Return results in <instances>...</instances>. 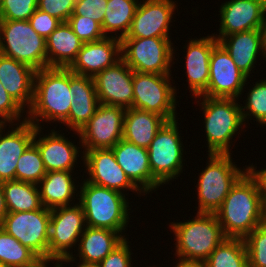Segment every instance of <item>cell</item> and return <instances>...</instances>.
<instances>
[{
	"label": "cell",
	"instance_id": "6da1fadb",
	"mask_svg": "<svg viewBox=\"0 0 266 267\" xmlns=\"http://www.w3.org/2000/svg\"><path fill=\"white\" fill-rule=\"evenodd\" d=\"M215 214L225 236L231 238L244 239L266 219V203L249 170L232 186Z\"/></svg>",
	"mask_w": 266,
	"mask_h": 267
},
{
	"label": "cell",
	"instance_id": "7a4b0ae2",
	"mask_svg": "<svg viewBox=\"0 0 266 267\" xmlns=\"http://www.w3.org/2000/svg\"><path fill=\"white\" fill-rule=\"evenodd\" d=\"M70 92L69 68H45L36 71L33 100L26 112V120L35 127L45 126L43 124L46 123L52 126L51 123L54 122L62 124L69 117L74 99Z\"/></svg>",
	"mask_w": 266,
	"mask_h": 267
},
{
	"label": "cell",
	"instance_id": "3957f363",
	"mask_svg": "<svg viewBox=\"0 0 266 267\" xmlns=\"http://www.w3.org/2000/svg\"><path fill=\"white\" fill-rule=\"evenodd\" d=\"M80 183L78 181L79 203L85 214L86 226L110 229L127 238L125 229L131 220L130 213L134 211L129 206L132 203L128 200L130 198L116 190L87 182L84 177Z\"/></svg>",
	"mask_w": 266,
	"mask_h": 267
},
{
	"label": "cell",
	"instance_id": "277c9868",
	"mask_svg": "<svg viewBox=\"0 0 266 267\" xmlns=\"http://www.w3.org/2000/svg\"><path fill=\"white\" fill-rule=\"evenodd\" d=\"M199 99V101L197 100ZM200 110L203 111L206 145L208 153L231 154L232 140L240 138V131L245 127L240 100L234 98L195 97ZM244 126V127H243ZM241 129V130H240ZM238 134V137H237ZM236 136V137H235ZM235 137V138H234Z\"/></svg>",
	"mask_w": 266,
	"mask_h": 267
},
{
	"label": "cell",
	"instance_id": "5b68a950",
	"mask_svg": "<svg viewBox=\"0 0 266 267\" xmlns=\"http://www.w3.org/2000/svg\"><path fill=\"white\" fill-rule=\"evenodd\" d=\"M195 214L191 220L170 222L168 228L175 235V258L204 263L227 237L215 213Z\"/></svg>",
	"mask_w": 266,
	"mask_h": 267
},
{
	"label": "cell",
	"instance_id": "8992f818",
	"mask_svg": "<svg viewBox=\"0 0 266 267\" xmlns=\"http://www.w3.org/2000/svg\"><path fill=\"white\" fill-rule=\"evenodd\" d=\"M206 166L199 173L196 184L197 212L215 213L222 205L232 186L248 170L238 166L231 154L207 153ZM238 166V167H237Z\"/></svg>",
	"mask_w": 266,
	"mask_h": 267
},
{
	"label": "cell",
	"instance_id": "52a82bcc",
	"mask_svg": "<svg viewBox=\"0 0 266 267\" xmlns=\"http://www.w3.org/2000/svg\"><path fill=\"white\" fill-rule=\"evenodd\" d=\"M0 53L36 71L47 68L46 39L28 20H0Z\"/></svg>",
	"mask_w": 266,
	"mask_h": 267
},
{
	"label": "cell",
	"instance_id": "ba28073f",
	"mask_svg": "<svg viewBox=\"0 0 266 267\" xmlns=\"http://www.w3.org/2000/svg\"><path fill=\"white\" fill-rule=\"evenodd\" d=\"M171 75L133 71L132 108L157 113L167 121L177 119V100L182 96H177L179 88L177 89Z\"/></svg>",
	"mask_w": 266,
	"mask_h": 267
},
{
	"label": "cell",
	"instance_id": "9c48e42d",
	"mask_svg": "<svg viewBox=\"0 0 266 267\" xmlns=\"http://www.w3.org/2000/svg\"><path fill=\"white\" fill-rule=\"evenodd\" d=\"M174 48L170 37L122 38L121 58L135 72L172 74Z\"/></svg>",
	"mask_w": 266,
	"mask_h": 267
},
{
	"label": "cell",
	"instance_id": "30bf717a",
	"mask_svg": "<svg viewBox=\"0 0 266 267\" xmlns=\"http://www.w3.org/2000/svg\"><path fill=\"white\" fill-rule=\"evenodd\" d=\"M178 119L167 121L149 145V164L153 176L164 186L179 179L185 170V146ZM184 162V163H183Z\"/></svg>",
	"mask_w": 266,
	"mask_h": 267
},
{
	"label": "cell",
	"instance_id": "8fae6325",
	"mask_svg": "<svg viewBox=\"0 0 266 267\" xmlns=\"http://www.w3.org/2000/svg\"><path fill=\"white\" fill-rule=\"evenodd\" d=\"M86 227L85 214L79 202L51 209L48 258L61 260L76 253Z\"/></svg>",
	"mask_w": 266,
	"mask_h": 267
},
{
	"label": "cell",
	"instance_id": "7c38bea8",
	"mask_svg": "<svg viewBox=\"0 0 266 267\" xmlns=\"http://www.w3.org/2000/svg\"><path fill=\"white\" fill-rule=\"evenodd\" d=\"M51 209L8 212L0 227L22 245L28 247L39 258H48V242Z\"/></svg>",
	"mask_w": 266,
	"mask_h": 267
},
{
	"label": "cell",
	"instance_id": "4fadbf2b",
	"mask_svg": "<svg viewBox=\"0 0 266 267\" xmlns=\"http://www.w3.org/2000/svg\"><path fill=\"white\" fill-rule=\"evenodd\" d=\"M125 111L121 106L100 104L83 128L73 133L80 138L83 152L115 146L123 137Z\"/></svg>",
	"mask_w": 266,
	"mask_h": 267
},
{
	"label": "cell",
	"instance_id": "5bb4252c",
	"mask_svg": "<svg viewBox=\"0 0 266 267\" xmlns=\"http://www.w3.org/2000/svg\"><path fill=\"white\" fill-rule=\"evenodd\" d=\"M84 180L92 184L113 189L124 195L135 194L138 198L145 195L130 181L122 168L118 165L111 148L93 149L83 152ZM88 175V176H87ZM128 191V193L126 192Z\"/></svg>",
	"mask_w": 266,
	"mask_h": 267
},
{
	"label": "cell",
	"instance_id": "9a60e30c",
	"mask_svg": "<svg viewBox=\"0 0 266 267\" xmlns=\"http://www.w3.org/2000/svg\"><path fill=\"white\" fill-rule=\"evenodd\" d=\"M207 90L201 96L242 99L249 80L233 62L229 53L218 42L211 52ZM240 98V99H239Z\"/></svg>",
	"mask_w": 266,
	"mask_h": 267
},
{
	"label": "cell",
	"instance_id": "2e32d148",
	"mask_svg": "<svg viewBox=\"0 0 266 267\" xmlns=\"http://www.w3.org/2000/svg\"><path fill=\"white\" fill-rule=\"evenodd\" d=\"M51 131L43 133L44 127H35L33 143L38 147L47 172L51 171H71L74 172L77 168L78 158L83 161V151L80 142L75 144L62 133V130L56 131V126ZM42 133V135H41ZM64 134V135H63ZM81 148V149H80ZM81 150V151H80ZM80 153V154H79ZM77 165V166H76Z\"/></svg>",
	"mask_w": 266,
	"mask_h": 267
},
{
	"label": "cell",
	"instance_id": "e0dca14e",
	"mask_svg": "<svg viewBox=\"0 0 266 267\" xmlns=\"http://www.w3.org/2000/svg\"><path fill=\"white\" fill-rule=\"evenodd\" d=\"M177 4L173 0H140L130 30L124 38L171 37L170 27L176 21L173 18L175 12L178 13Z\"/></svg>",
	"mask_w": 266,
	"mask_h": 267
},
{
	"label": "cell",
	"instance_id": "ac0fdd59",
	"mask_svg": "<svg viewBox=\"0 0 266 267\" xmlns=\"http://www.w3.org/2000/svg\"><path fill=\"white\" fill-rule=\"evenodd\" d=\"M93 79L100 104L132 108L133 70L122 58Z\"/></svg>",
	"mask_w": 266,
	"mask_h": 267
},
{
	"label": "cell",
	"instance_id": "d6986e66",
	"mask_svg": "<svg viewBox=\"0 0 266 267\" xmlns=\"http://www.w3.org/2000/svg\"><path fill=\"white\" fill-rule=\"evenodd\" d=\"M112 151L130 181L146 196L163 187L150 170L148 149L121 139Z\"/></svg>",
	"mask_w": 266,
	"mask_h": 267
},
{
	"label": "cell",
	"instance_id": "ffe728a7",
	"mask_svg": "<svg viewBox=\"0 0 266 267\" xmlns=\"http://www.w3.org/2000/svg\"><path fill=\"white\" fill-rule=\"evenodd\" d=\"M219 10V34L212 33L217 40L234 33L259 29L266 10V0H227L220 5Z\"/></svg>",
	"mask_w": 266,
	"mask_h": 267
},
{
	"label": "cell",
	"instance_id": "44dd1931",
	"mask_svg": "<svg viewBox=\"0 0 266 267\" xmlns=\"http://www.w3.org/2000/svg\"><path fill=\"white\" fill-rule=\"evenodd\" d=\"M34 134L35 126L27 120L16 124H3L0 127L1 182L16 180V167L19 158L33 143Z\"/></svg>",
	"mask_w": 266,
	"mask_h": 267
},
{
	"label": "cell",
	"instance_id": "7402d4cb",
	"mask_svg": "<svg viewBox=\"0 0 266 267\" xmlns=\"http://www.w3.org/2000/svg\"><path fill=\"white\" fill-rule=\"evenodd\" d=\"M196 38V39H195ZM191 38L187 41L183 49L185 50V65L186 70L185 81L188 82V90L191 91V97L201 96L208 87L210 74V57L213 47L218 43V40L211 34L207 36Z\"/></svg>",
	"mask_w": 266,
	"mask_h": 267
},
{
	"label": "cell",
	"instance_id": "603a6c76",
	"mask_svg": "<svg viewBox=\"0 0 266 267\" xmlns=\"http://www.w3.org/2000/svg\"><path fill=\"white\" fill-rule=\"evenodd\" d=\"M121 59V40L104 37L98 41L83 43L69 69L77 75L95 77L99 72Z\"/></svg>",
	"mask_w": 266,
	"mask_h": 267
},
{
	"label": "cell",
	"instance_id": "cb8c5ba5",
	"mask_svg": "<svg viewBox=\"0 0 266 267\" xmlns=\"http://www.w3.org/2000/svg\"><path fill=\"white\" fill-rule=\"evenodd\" d=\"M71 102L69 117L62 123L70 131L79 132L91 119L100 105L94 79L74 74L70 70Z\"/></svg>",
	"mask_w": 266,
	"mask_h": 267
},
{
	"label": "cell",
	"instance_id": "d4e9b609",
	"mask_svg": "<svg viewBox=\"0 0 266 267\" xmlns=\"http://www.w3.org/2000/svg\"><path fill=\"white\" fill-rule=\"evenodd\" d=\"M35 73L29 65L0 53V82L26 112L33 100Z\"/></svg>",
	"mask_w": 266,
	"mask_h": 267
},
{
	"label": "cell",
	"instance_id": "484cf974",
	"mask_svg": "<svg viewBox=\"0 0 266 267\" xmlns=\"http://www.w3.org/2000/svg\"><path fill=\"white\" fill-rule=\"evenodd\" d=\"M218 42L231 56L238 69L249 79L257 60L266 58L262 52L259 29L242 31L220 38ZM253 71V72H252Z\"/></svg>",
	"mask_w": 266,
	"mask_h": 267
},
{
	"label": "cell",
	"instance_id": "4316f807",
	"mask_svg": "<svg viewBox=\"0 0 266 267\" xmlns=\"http://www.w3.org/2000/svg\"><path fill=\"white\" fill-rule=\"evenodd\" d=\"M77 173L71 171L47 172L38 183L42 205L45 208L53 209L79 202L80 185L77 184L79 176H74Z\"/></svg>",
	"mask_w": 266,
	"mask_h": 267
},
{
	"label": "cell",
	"instance_id": "83f0119b",
	"mask_svg": "<svg viewBox=\"0 0 266 267\" xmlns=\"http://www.w3.org/2000/svg\"><path fill=\"white\" fill-rule=\"evenodd\" d=\"M124 239L119 232L87 226L79 239L77 254L70 258L83 264L98 265Z\"/></svg>",
	"mask_w": 266,
	"mask_h": 267
},
{
	"label": "cell",
	"instance_id": "f1b7e54d",
	"mask_svg": "<svg viewBox=\"0 0 266 267\" xmlns=\"http://www.w3.org/2000/svg\"><path fill=\"white\" fill-rule=\"evenodd\" d=\"M82 45L68 22H61L46 39L47 68H69Z\"/></svg>",
	"mask_w": 266,
	"mask_h": 267
},
{
	"label": "cell",
	"instance_id": "f546056e",
	"mask_svg": "<svg viewBox=\"0 0 266 267\" xmlns=\"http://www.w3.org/2000/svg\"><path fill=\"white\" fill-rule=\"evenodd\" d=\"M166 122L167 120L157 113L126 108L122 138L137 146L148 148Z\"/></svg>",
	"mask_w": 266,
	"mask_h": 267
},
{
	"label": "cell",
	"instance_id": "4dcf8cb0",
	"mask_svg": "<svg viewBox=\"0 0 266 267\" xmlns=\"http://www.w3.org/2000/svg\"><path fill=\"white\" fill-rule=\"evenodd\" d=\"M139 1L107 0L104 20L101 26L103 34L106 37H115L120 40L124 38L130 30Z\"/></svg>",
	"mask_w": 266,
	"mask_h": 267
},
{
	"label": "cell",
	"instance_id": "1f68e13d",
	"mask_svg": "<svg viewBox=\"0 0 266 267\" xmlns=\"http://www.w3.org/2000/svg\"><path fill=\"white\" fill-rule=\"evenodd\" d=\"M8 212L35 211L43 207L38 185L19 180L3 182Z\"/></svg>",
	"mask_w": 266,
	"mask_h": 267
},
{
	"label": "cell",
	"instance_id": "d6a6232c",
	"mask_svg": "<svg viewBox=\"0 0 266 267\" xmlns=\"http://www.w3.org/2000/svg\"><path fill=\"white\" fill-rule=\"evenodd\" d=\"M204 267H248L244 239L225 238L209 255Z\"/></svg>",
	"mask_w": 266,
	"mask_h": 267
},
{
	"label": "cell",
	"instance_id": "836d02e7",
	"mask_svg": "<svg viewBox=\"0 0 266 267\" xmlns=\"http://www.w3.org/2000/svg\"><path fill=\"white\" fill-rule=\"evenodd\" d=\"M39 257L0 227V262L9 267L32 264Z\"/></svg>",
	"mask_w": 266,
	"mask_h": 267
},
{
	"label": "cell",
	"instance_id": "e575fe53",
	"mask_svg": "<svg viewBox=\"0 0 266 267\" xmlns=\"http://www.w3.org/2000/svg\"><path fill=\"white\" fill-rule=\"evenodd\" d=\"M254 83L252 82L253 85L249 88L248 93H245L247 94L245 98L246 96L247 98L242 101L244 105L240 104L245 128L248 127L246 124L250 126L248 119L251 123L253 119V122L256 121L257 124H260L266 118V79H260Z\"/></svg>",
	"mask_w": 266,
	"mask_h": 267
},
{
	"label": "cell",
	"instance_id": "d590c367",
	"mask_svg": "<svg viewBox=\"0 0 266 267\" xmlns=\"http://www.w3.org/2000/svg\"><path fill=\"white\" fill-rule=\"evenodd\" d=\"M47 173L38 147L32 143L19 158L16 180L38 185Z\"/></svg>",
	"mask_w": 266,
	"mask_h": 267
},
{
	"label": "cell",
	"instance_id": "8d00e7d4",
	"mask_svg": "<svg viewBox=\"0 0 266 267\" xmlns=\"http://www.w3.org/2000/svg\"><path fill=\"white\" fill-rule=\"evenodd\" d=\"M248 267H266V219L244 238Z\"/></svg>",
	"mask_w": 266,
	"mask_h": 267
},
{
	"label": "cell",
	"instance_id": "74e56055",
	"mask_svg": "<svg viewBox=\"0 0 266 267\" xmlns=\"http://www.w3.org/2000/svg\"><path fill=\"white\" fill-rule=\"evenodd\" d=\"M67 22L83 43L98 41L105 37L101 25L91 18L71 15Z\"/></svg>",
	"mask_w": 266,
	"mask_h": 267
},
{
	"label": "cell",
	"instance_id": "f35d334b",
	"mask_svg": "<svg viewBox=\"0 0 266 267\" xmlns=\"http://www.w3.org/2000/svg\"><path fill=\"white\" fill-rule=\"evenodd\" d=\"M37 9V0H2L0 20H29Z\"/></svg>",
	"mask_w": 266,
	"mask_h": 267
},
{
	"label": "cell",
	"instance_id": "ab89813d",
	"mask_svg": "<svg viewBox=\"0 0 266 267\" xmlns=\"http://www.w3.org/2000/svg\"><path fill=\"white\" fill-rule=\"evenodd\" d=\"M24 110L5 90L0 82V122L15 124L26 121ZM25 115V116H24ZM17 121V122H16Z\"/></svg>",
	"mask_w": 266,
	"mask_h": 267
},
{
	"label": "cell",
	"instance_id": "60d3db41",
	"mask_svg": "<svg viewBox=\"0 0 266 267\" xmlns=\"http://www.w3.org/2000/svg\"><path fill=\"white\" fill-rule=\"evenodd\" d=\"M129 238H125L99 264V267H136L132 262ZM132 263V264H131Z\"/></svg>",
	"mask_w": 266,
	"mask_h": 267
},
{
	"label": "cell",
	"instance_id": "b9f144b4",
	"mask_svg": "<svg viewBox=\"0 0 266 267\" xmlns=\"http://www.w3.org/2000/svg\"><path fill=\"white\" fill-rule=\"evenodd\" d=\"M76 0H37V9L48 13L61 22H67L72 15Z\"/></svg>",
	"mask_w": 266,
	"mask_h": 267
},
{
	"label": "cell",
	"instance_id": "7bdbcfd3",
	"mask_svg": "<svg viewBox=\"0 0 266 267\" xmlns=\"http://www.w3.org/2000/svg\"><path fill=\"white\" fill-rule=\"evenodd\" d=\"M106 6L107 0H76L72 15L91 18L102 26Z\"/></svg>",
	"mask_w": 266,
	"mask_h": 267
},
{
	"label": "cell",
	"instance_id": "ee69618b",
	"mask_svg": "<svg viewBox=\"0 0 266 267\" xmlns=\"http://www.w3.org/2000/svg\"><path fill=\"white\" fill-rule=\"evenodd\" d=\"M32 28L44 39L61 24V21L55 17H52L48 13H45L39 9L31 15L28 20Z\"/></svg>",
	"mask_w": 266,
	"mask_h": 267
},
{
	"label": "cell",
	"instance_id": "f6af8a7d",
	"mask_svg": "<svg viewBox=\"0 0 266 267\" xmlns=\"http://www.w3.org/2000/svg\"><path fill=\"white\" fill-rule=\"evenodd\" d=\"M264 167L265 168H261L260 170L259 169L257 170L256 164L253 165V163L252 164L249 163L248 170L256 178L263 200L266 203V166Z\"/></svg>",
	"mask_w": 266,
	"mask_h": 267
},
{
	"label": "cell",
	"instance_id": "bcb514c9",
	"mask_svg": "<svg viewBox=\"0 0 266 267\" xmlns=\"http://www.w3.org/2000/svg\"><path fill=\"white\" fill-rule=\"evenodd\" d=\"M23 267H59V260L53 258H38L32 264Z\"/></svg>",
	"mask_w": 266,
	"mask_h": 267
},
{
	"label": "cell",
	"instance_id": "7dc6e473",
	"mask_svg": "<svg viewBox=\"0 0 266 267\" xmlns=\"http://www.w3.org/2000/svg\"><path fill=\"white\" fill-rule=\"evenodd\" d=\"M259 34H260L262 52L266 58V10L263 15L262 22L259 26Z\"/></svg>",
	"mask_w": 266,
	"mask_h": 267
},
{
	"label": "cell",
	"instance_id": "c3c4849f",
	"mask_svg": "<svg viewBox=\"0 0 266 267\" xmlns=\"http://www.w3.org/2000/svg\"><path fill=\"white\" fill-rule=\"evenodd\" d=\"M7 213L8 210L4 196L3 182L0 181V222L4 219Z\"/></svg>",
	"mask_w": 266,
	"mask_h": 267
},
{
	"label": "cell",
	"instance_id": "681fc988",
	"mask_svg": "<svg viewBox=\"0 0 266 267\" xmlns=\"http://www.w3.org/2000/svg\"><path fill=\"white\" fill-rule=\"evenodd\" d=\"M176 259L177 260H176V262H174L175 264L173 267H204V263H202V262L182 260L179 258H176Z\"/></svg>",
	"mask_w": 266,
	"mask_h": 267
},
{
	"label": "cell",
	"instance_id": "f907efd6",
	"mask_svg": "<svg viewBox=\"0 0 266 267\" xmlns=\"http://www.w3.org/2000/svg\"><path fill=\"white\" fill-rule=\"evenodd\" d=\"M70 263H72L71 267H73V263H75L74 266L76 267H99L95 264H83L80 262L77 263V261H73L70 257L59 260V267H63L65 265L67 266V264L69 265Z\"/></svg>",
	"mask_w": 266,
	"mask_h": 267
},
{
	"label": "cell",
	"instance_id": "816d5d0a",
	"mask_svg": "<svg viewBox=\"0 0 266 267\" xmlns=\"http://www.w3.org/2000/svg\"><path fill=\"white\" fill-rule=\"evenodd\" d=\"M258 125H260L261 128H264L263 126H266V118Z\"/></svg>",
	"mask_w": 266,
	"mask_h": 267
},
{
	"label": "cell",
	"instance_id": "f5cc1de1",
	"mask_svg": "<svg viewBox=\"0 0 266 267\" xmlns=\"http://www.w3.org/2000/svg\"><path fill=\"white\" fill-rule=\"evenodd\" d=\"M0 267H9V266L4 265L3 263L0 262Z\"/></svg>",
	"mask_w": 266,
	"mask_h": 267
}]
</instances>
